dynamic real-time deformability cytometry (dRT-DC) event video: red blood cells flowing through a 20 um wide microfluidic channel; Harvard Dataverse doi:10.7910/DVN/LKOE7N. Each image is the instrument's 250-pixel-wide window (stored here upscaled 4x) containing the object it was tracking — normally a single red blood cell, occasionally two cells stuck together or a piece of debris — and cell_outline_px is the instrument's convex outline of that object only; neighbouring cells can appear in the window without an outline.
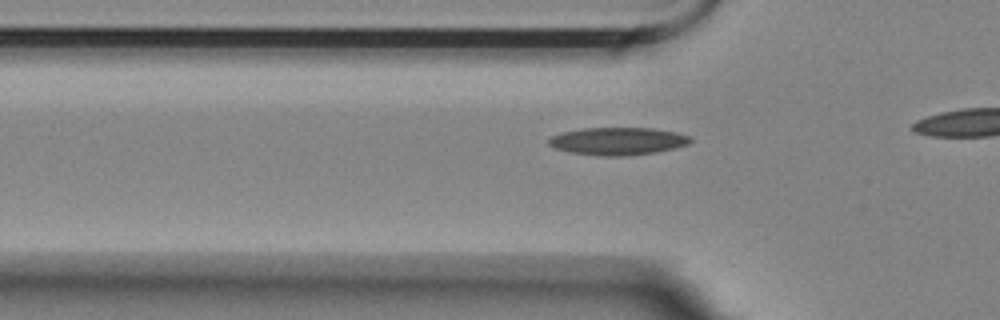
{"species": "Egyptian fruit bat (a non-hibernating species)", "species_latin": "Rousettus aegyptiacus", "temperature_condition": "room temperature", "stored_images_in_passage": 10, "camera_frame_rate_fps": 3000, "um_per_image_px": 0.085, "animal": {"sex": "female"}, "frame": {"image": 1, "passage_image": 4, "time_ms": 1.0, "image_size_px": [1000, 320], "cell_outline_px": [[692, 140], [688, 144], [676, 148], [656, 152], [624, 156], [600, 156], [568, 152], [556, 148], [548, 144], [548, 140], [552, 136], [560, 132], [580, 128], [652, 128], [676, 132], [688, 136]], "centroid_in_image_um": [52.49, 12.0], "position_along_channel_um": 73.3, "area_um2": 22.89}}
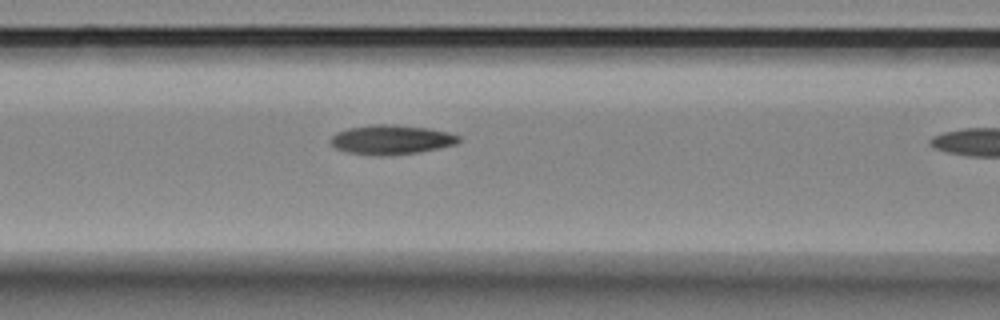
{"frame": {"image": 2, "passage_image": 9, "time_ms": 2.667, "image_size_px": [1000, 320], "cell_outline_px": [[460, 140], [456, 144], [440, 148], [420, 152], [384, 156], [376, 156], [348, 152], [336, 148], [328, 140], [336, 132], [348, 128], [372, 124], [392, 124], [428, 128], [448, 132], [460, 136]], "centroid_in_image_um": [33.25, 11.87], "position_along_channel_um": 133.3, "area_um2": 22.14}}